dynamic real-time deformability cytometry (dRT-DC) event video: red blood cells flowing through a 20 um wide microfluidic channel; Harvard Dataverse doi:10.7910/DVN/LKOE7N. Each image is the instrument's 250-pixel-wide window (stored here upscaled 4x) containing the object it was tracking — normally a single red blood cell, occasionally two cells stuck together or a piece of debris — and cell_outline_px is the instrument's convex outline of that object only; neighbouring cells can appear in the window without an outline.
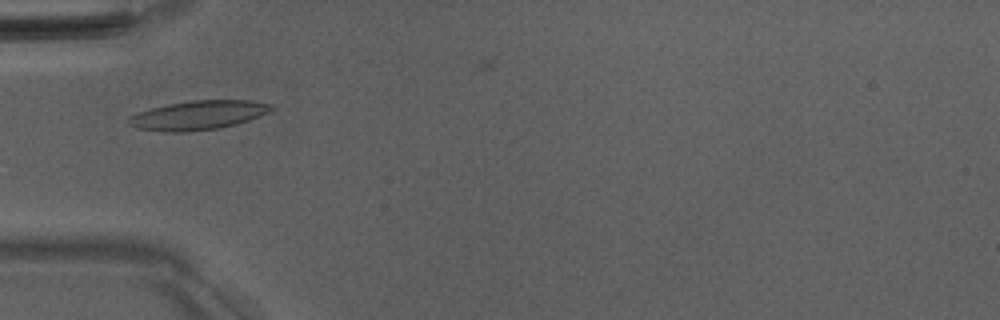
{"species": "Egyptian fruit bat (a non-hibernating species)", "species_latin": "Rousettus aegyptiacus", "temperature_condition": "room temperature", "stored_images_in_passage": 41, "camera_frame_rate_fps": 3000, "um_per_image_px": 0.085, "animal": {"sex": "male"}, "frame": {"image": 1, "passage_image": 7, "time_ms": 2.0, "image_size_px": [1000, 320], "cell_outline_px": [[276, 108], [268, 112], [248, 120], [236, 124], [220, 128], [184, 132], [168, 132], [136, 128], [128, 124], [124, 120], [128, 116], [152, 108], [168, 104], [192, 100], [248, 100], [268, 104]], "centroid_in_image_um": [16.79, 9.8], "position_along_channel_um": 68.2, "area_um2": 24.1}}
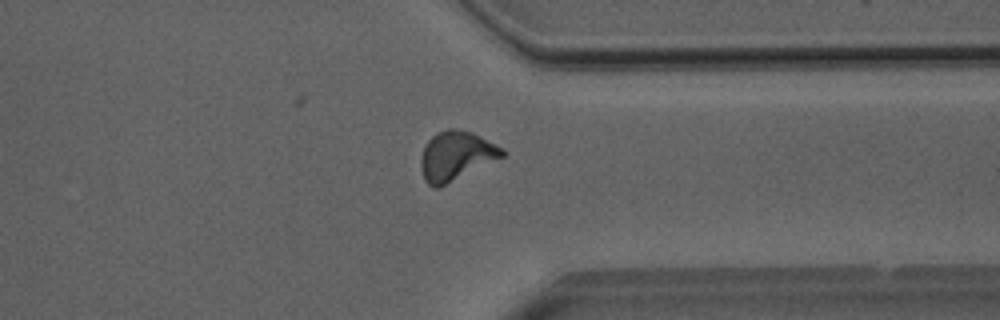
{"frame": {"image": 2, "passage_image": 30, "time_ms": 9.667, "image_size_px": [1000, 320], "cell_outline_px": [[504, 156], [440, 188], [432, 188], [424, 180], [420, 164], [420, 160], [424, 144], [436, 132], [448, 128], [456, 128], [472, 132], [504, 148]], "centroid_in_image_um": [38.73, 13.25], "position_along_channel_um": 372.7, "area_um2": 23.58}}
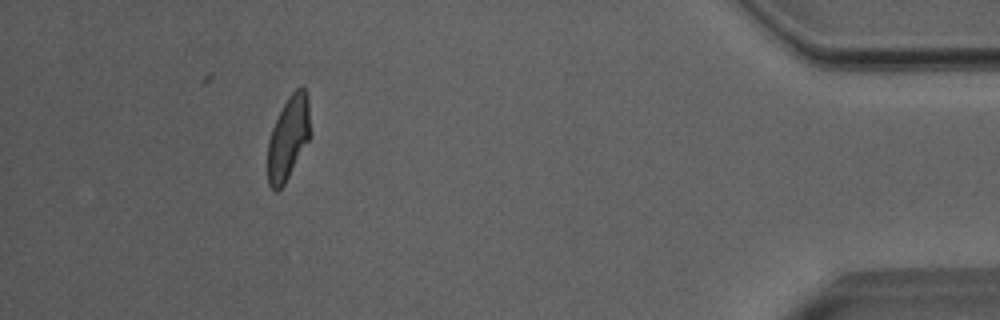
{"frame": {"image": 3, "passage_image": 37, "time_ms": 12.0, "image_size_px": [1000, 320], "cell_outline_px": [[312, 136], [284, 184], [276, 192], [268, 184], [268, 140], [272, 128], [288, 96], [296, 88], [304, 88], [308, 96]], "centroid_in_image_um": [24.54, 11.71], "position_along_channel_um": 410.7, "area_um2": 20.87}, "authors_computed_cell_mechanics": {"area_um2": 21.6172, "velocity_mm_per_s": 4.0034, "shape_relaxation_time_tau1_ms": 3.7633, "shape_relaxation_time_tau2_ms": 1.6522, "deformation_change_tau1": 0.1681, "deformation_change_tau2": 0.0862}}